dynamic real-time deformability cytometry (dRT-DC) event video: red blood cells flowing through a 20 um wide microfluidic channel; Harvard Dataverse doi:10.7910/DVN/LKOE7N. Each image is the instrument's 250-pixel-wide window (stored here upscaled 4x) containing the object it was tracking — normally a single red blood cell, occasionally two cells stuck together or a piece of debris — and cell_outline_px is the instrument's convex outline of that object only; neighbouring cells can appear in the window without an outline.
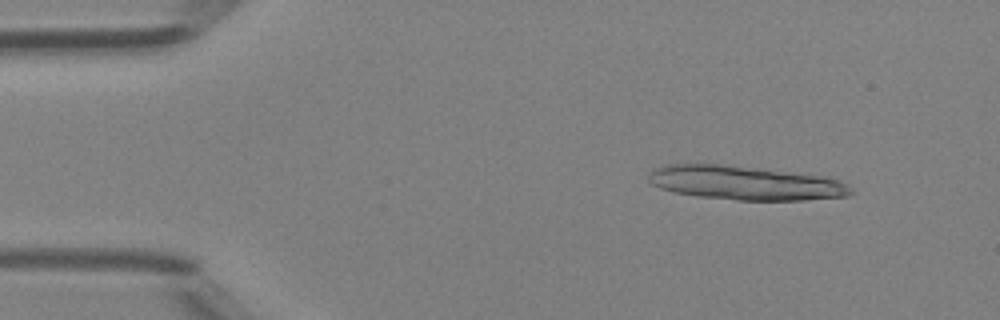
{"species": "Egyptian fruit bat (a non-hibernating species)", "species_latin": "Rousettus aegyptiacus", "temperature_condition": "room temperature", "stored_images_in_passage": 13, "camera_frame_rate_fps": 3000, "um_per_image_px": 0.085, "animal": {"sex": "female"}, "frame": {"image": 1, "passage_image": 5, "time_ms": 1.333, "image_size_px": [1000, 320], "cell_outline_px": [[852, 192], [848, 196], [804, 200], [740, 200], [696, 196], [672, 192], [660, 188], [652, 184], [648, 180], [648, 176], [656, 168], [664, 164], [724, 164], [832, 176], [848, 184], [852, 188]], "centroid_in_image_um": [63.41, 15.54], "position_along_channel_um": 21.6, "area_um2": 40.63}}